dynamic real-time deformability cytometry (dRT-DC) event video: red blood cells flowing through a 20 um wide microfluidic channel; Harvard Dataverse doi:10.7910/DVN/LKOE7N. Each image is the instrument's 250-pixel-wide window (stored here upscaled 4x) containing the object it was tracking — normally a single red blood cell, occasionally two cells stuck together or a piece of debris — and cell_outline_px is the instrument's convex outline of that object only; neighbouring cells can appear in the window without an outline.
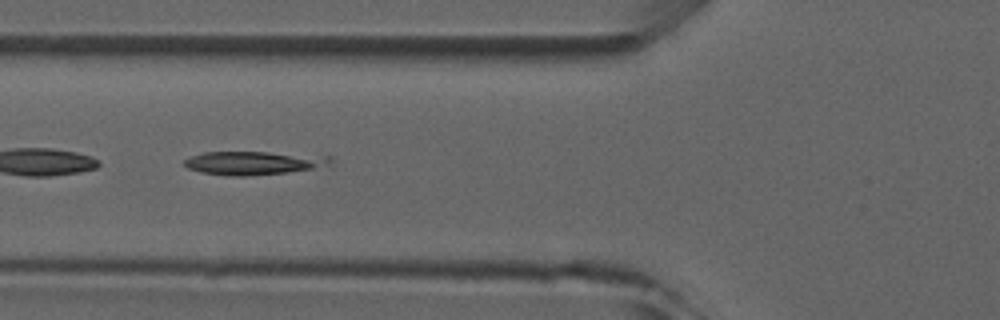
{"species": "common noctule bat (a hibernating species)", "species_latin": "Nyctalus noctula", "temperature_condition": "room temperature", "stored_images_in_passage": 8, "camera_frame_rate_fps": 3000, "um_per_image_px": 0.085, "animal": {"sex": "male", "forearm_length_mm": 52.5}, "frame": {"image": 1, "passage_image": 5, "time_ms": 4.667, "image_size_px": [1000, 320], "cell_outline_px": [[332, 164], [312, 168], [288, 172], [244, 176], [228, 176], [200, 172], [188, 168], [184, 164], [184, 160], [188, 156], [204, 152], [268, 152], [332, 156]], "centroid_in_image_um": [21.52, 13.84], "position_along_channel_um": 104.3, "area_um2": 20.0}}
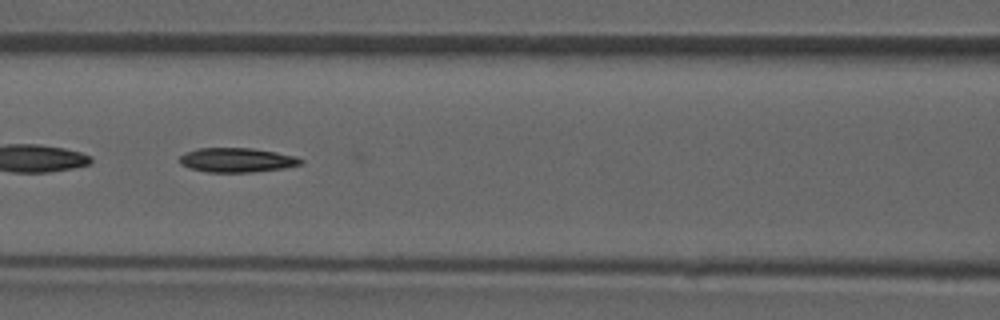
{"frame": {"image": 2, "passage_image": 6, "time_ms": 5.667, "image_size_px": [1000, 320], "cell_outline_px": [[304, 160], [300, 164], [284, 168], [252, 172], [208, 172], [188, 168], [180, 164], [180, 156], [196, 148], [252, 148], [276, 152], [296, 156]], "centroid_in_image_um": [20.13, 13.6], "position_along_channel_um": 146.5, "area_um2": 17.17}}